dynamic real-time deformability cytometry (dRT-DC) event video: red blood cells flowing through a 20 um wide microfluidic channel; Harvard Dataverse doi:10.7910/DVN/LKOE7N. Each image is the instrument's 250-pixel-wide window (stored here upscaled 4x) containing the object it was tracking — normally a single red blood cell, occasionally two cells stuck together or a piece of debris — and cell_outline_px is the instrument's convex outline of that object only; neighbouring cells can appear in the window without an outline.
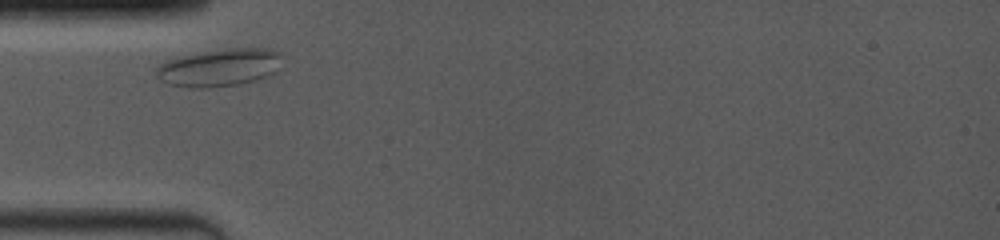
{"species": "common noctule bat (a hibernating species)", "species_latin": "Nyctalus noctula", "temperature_condition": "room temperature", "stored_images_in_passage": 54, "camera_frame_rate_fps": 4000, "um_per_image_px": 0.085, "animal": {"sex": "female", "body_mass_g": 19.0, "forearm_length_mm": 53.3}, "frame": {"image": 1, "passage_image": 1, "time_ms": 0.0, "image_size_px": [1000, 240], "cell_outline_px": [[280, 68], [256, 80], [240, 84], [204, 88], [188, 88], [168, 84], [160, 80], [156, 76], [156, 68], [164, 60], [180, 56], [200, 52], [228, 48], [272, 48], [280, 52]], "centroid_in_image_um": [18.61, 5.73], "position_along_channel_um": 66.4, "area_um2": 27.8}}
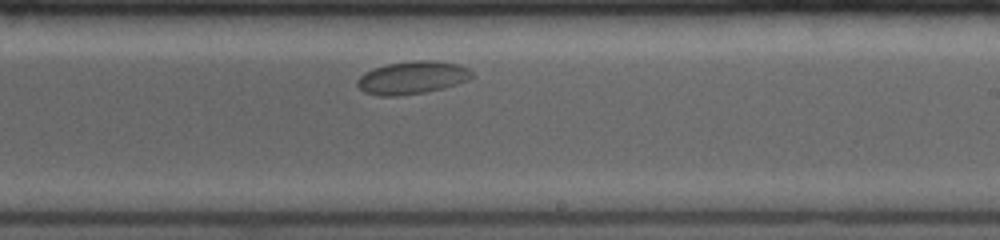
{"frame": {"image": 2, "passage_image": 30, "time_ms": 5.25, "image_size_px": [1000, 240], "cell_outline_px": [[476, 76], [472, 80], [424, 92], [396, 96], [380, 96], [364, 92], [356, 84], [356, 80], [364, 72], [372, 68], [388, 64], [416, 60], [436, 60], [460, 64], [468, 68]], "centroid_in_image_um": [35.07, 6.58], "position_along_channel_um": 253.9, "area_um2": 22.14}}
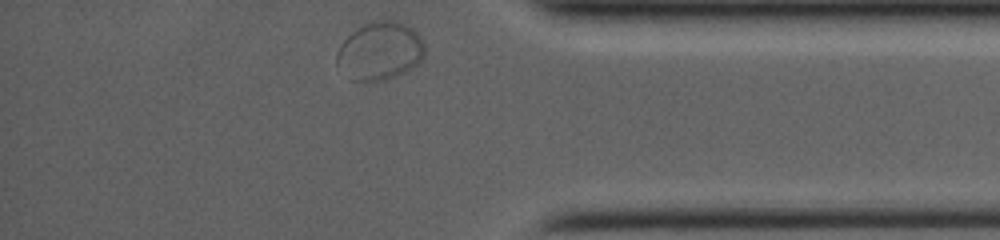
{"frame": {"image": 3, "passage_image": 53, "time_ms": 9.5, "image_size_px": [1000, 240], "cell_outline_px": [[424, 56], [420, 64], [388, 80], [364, 84], [352, 80], [336, 64], [336, 52], [340, 44], [352, 32], [372, 20], [396, 20], [412, 28], [420, 36], [424, 44]], "centroid_in_image_um": [32.29, 4.38], "position_along_channel_um": 402.9, "area_um2": 30.35}}